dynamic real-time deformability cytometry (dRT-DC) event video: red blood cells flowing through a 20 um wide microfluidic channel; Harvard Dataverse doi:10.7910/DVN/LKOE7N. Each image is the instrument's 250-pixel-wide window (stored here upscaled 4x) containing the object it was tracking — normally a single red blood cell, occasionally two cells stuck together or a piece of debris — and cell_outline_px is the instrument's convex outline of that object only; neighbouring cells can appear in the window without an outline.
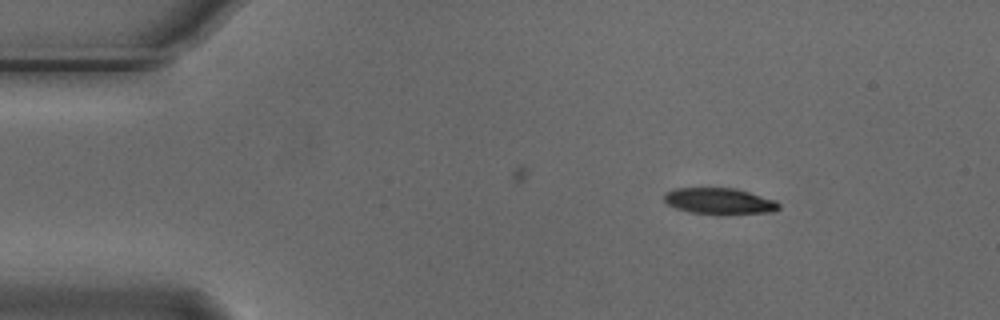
{"species": "Egyptian fruit bat (a non-hibernating species)", "species_latin": "Rousettus aegyptiacus", "temperature_condition": "cold", "stored_images_in_passage": 3, "camera_frame_rate_fps": 3000, "um_per_image_px": 0.085, "animal": {"sex": "male"}, "frame": {"image": 1, "passage_image": 1, "time_ms": 0.0, "image_size_px": [1000, 320], "cell_outline_px": [[780, 208], [772, 212], [692, 212], [676, 208], [668, 204], [664, 200], [664, 192], [676, 188], [736, 188], [776, 200], [780, 204]], "centroid_in_image_um": [61.13, 17.05], "position_along_channel_um": 23.9, "area_um2": 16.82}}
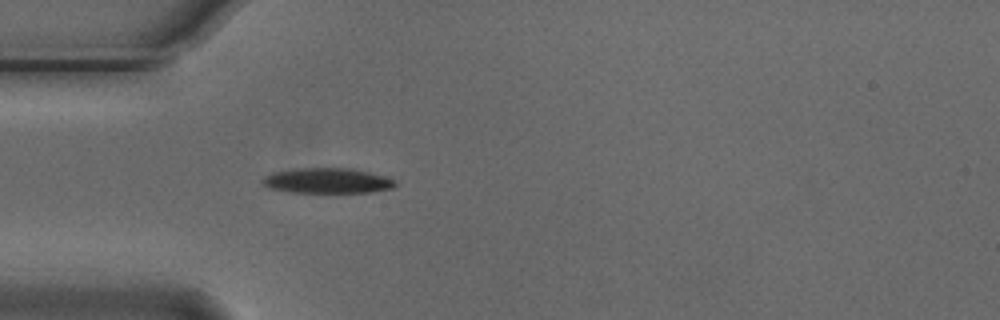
{"frame": {"image": 2, "passage_image": 3, "time_ms": 0.667, "image_size_px": [1000, 320], "cell_outline_px": [[396, 184], [392, 188], [372, 192], [288, 192], [268, 188], [260, 184], [260, 180], [264, 176], [272, 172], [296, 168], [352, 168], [368, 172], [392, 180]], "centroid_in_image_um": [27.69, 15.36], "position_along_channel_um": 57.3, "area_um2": 19.48}}